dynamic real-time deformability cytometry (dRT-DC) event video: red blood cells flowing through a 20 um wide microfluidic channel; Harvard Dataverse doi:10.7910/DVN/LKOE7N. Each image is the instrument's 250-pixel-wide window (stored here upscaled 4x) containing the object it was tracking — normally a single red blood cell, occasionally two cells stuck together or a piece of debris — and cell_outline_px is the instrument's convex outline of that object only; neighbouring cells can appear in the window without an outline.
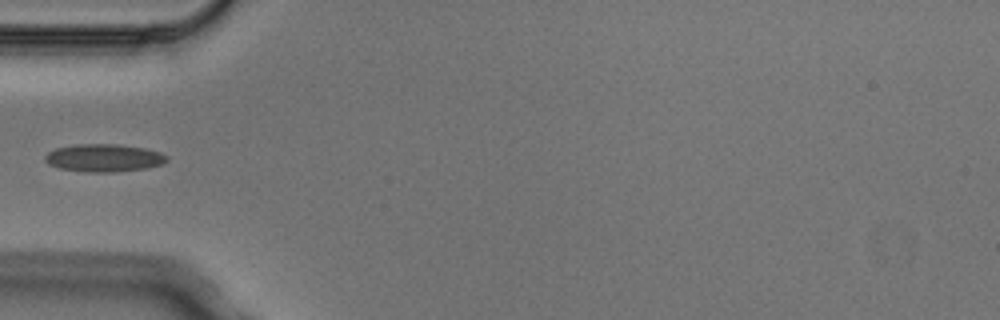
{"species": "Egyptian fruit bat (a non-hibernating species)", "species_latin": "Rousettus aegyptiacus", "temperature_condition": "cold", "stored_images_in_passage": 5, "camera_frame_rate_fps": 3000, "um_per_image_px": 0.085, "animal": {"sex": "male"}, "frame": {"image": 1, "passage_image": 4, "time_ms": 1.0, "image_size_px": [1000, 320], "cell_outline_px": [[168, 160], [160, 164], [144, 168], [116, 172], [84, 172], [60, 168], [48, 164], [44, 160], [44, 156], [48, 152], [56, 148], [76, 144], [116, 144], [144, 148], [160, 152], [168, 156]], "centroid_in_image_um": [8.8, 13.42], "position_along_channel_um": 76.2, "area_um2": 19.65}}
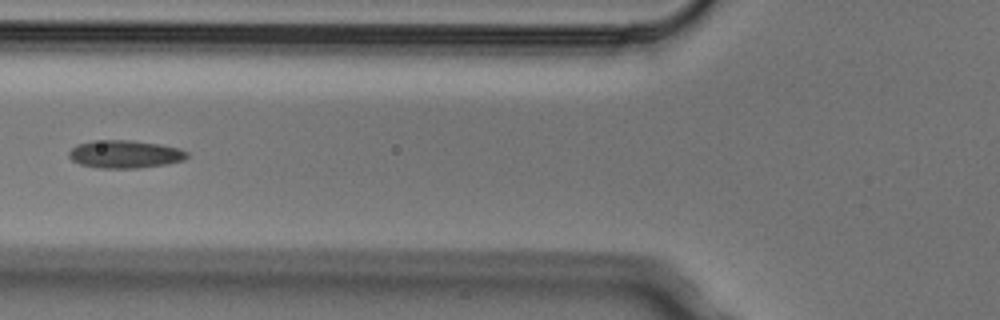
{"frame": {"image": 2, "passage_image": 5, "time_ms": 1.333, "image_size_px": [1000, 320], "cell_outline_px": [[188, 156], [184, 160], [164, 164], [136, 168], [96, 168], [80, 164], [72, 160], [68, 156], [68, 152], [76, 144], [92, 140], [132, 140], [160, 144], [180, 148], [188, 152]], "centroid_in_image_um": [10.59, 13.09], "position_along_channel_um": 115.2, "area_um2": 19.31}}